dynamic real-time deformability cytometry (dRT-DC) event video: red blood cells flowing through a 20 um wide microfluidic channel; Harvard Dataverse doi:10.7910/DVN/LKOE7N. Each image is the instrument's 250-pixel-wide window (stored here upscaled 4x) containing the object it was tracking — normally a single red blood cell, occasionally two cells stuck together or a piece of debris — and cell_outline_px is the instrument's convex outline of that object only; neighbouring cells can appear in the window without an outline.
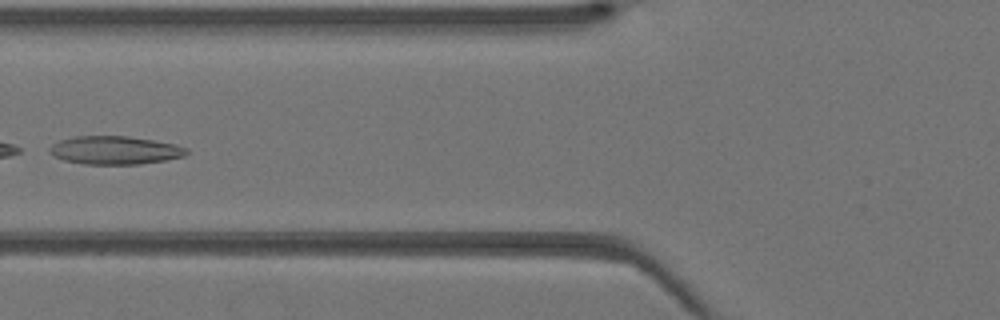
{"species": "Egyptian fruit bat (a non-hibernating species)", "species_latin": "Rousettus aegyptiacus", "temperature_condition": "warm", "stored_images_in_passage": 34, "camera_frame_rate_fps": 3000, "um_per_image_px": 0.085, "animal": {"sex": "female"}, "frame": {"image": 1, "passage_image": 10, "time_ms": 3.0, "image_size_px": [1000, 320], "cell_outline_px": [[188, 152], [184, 156], [164, 160], [140, 164], [84, 164], [64, 160], [48, 152], [48, 148], [52, 144], [60, 140], [72, 136], [128, 136], [176, 144], [188, 148]], "centroid_in_image_um": [9.75, 12.76], "position_along_channel_um": 116.0, "area_um2": 22.54}}
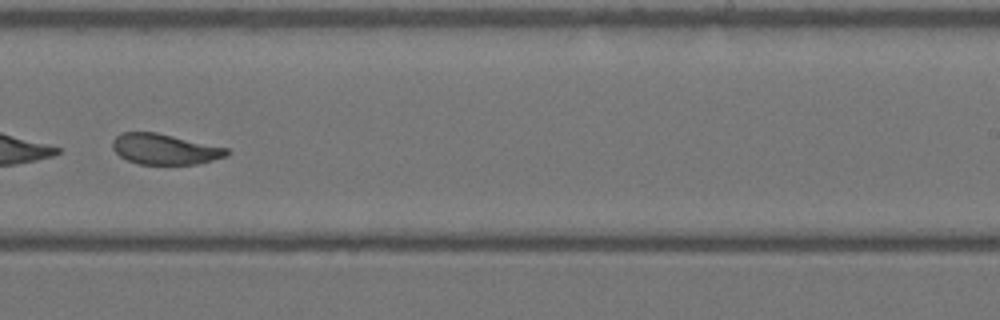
{"frame": {"image": 2, "passage_image": 20, "time_ms": 6.333, "image_size_px": [1000, 320], "cell_outline_px": [[232, 152], [228, 156], [196, 164], [140, 164], [128, 160], [120, 156], [112, 148], [112, 140], [120, 132], [156, 132], [228, 148]], "centroid_in_image_um": [14.01, 12.67], "position_along_channel_um": 275.0, "area_um2": 20.4}}
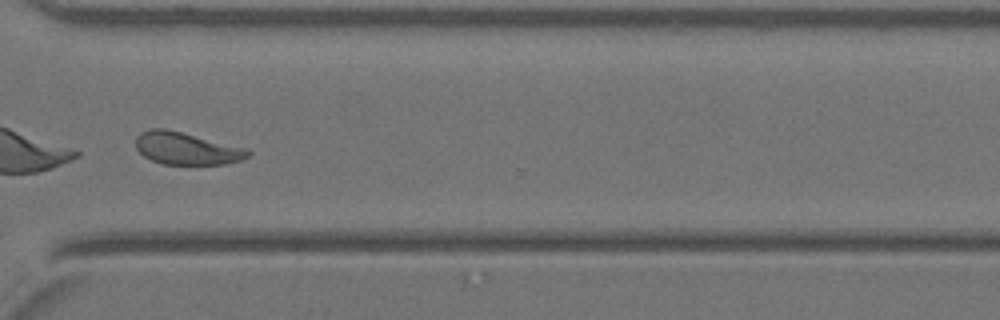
{"frame": {"image": 3, "passage_image": 25, "time_ms": 8.0, "image_size_px": [1000, 320], "cell_outline_px": [[252, 152], [248, 156], [240, 160], [224, 164], [164, 164], [152, 160], [144, 156], [136, 148], [136, 136], [140, 132], [148, 128], [164, 128], [248, 148]], "centroid_in_image_um": [15.84, 12.61], "position_along_channel_um": 354.8, "area_um2": 21.1}}